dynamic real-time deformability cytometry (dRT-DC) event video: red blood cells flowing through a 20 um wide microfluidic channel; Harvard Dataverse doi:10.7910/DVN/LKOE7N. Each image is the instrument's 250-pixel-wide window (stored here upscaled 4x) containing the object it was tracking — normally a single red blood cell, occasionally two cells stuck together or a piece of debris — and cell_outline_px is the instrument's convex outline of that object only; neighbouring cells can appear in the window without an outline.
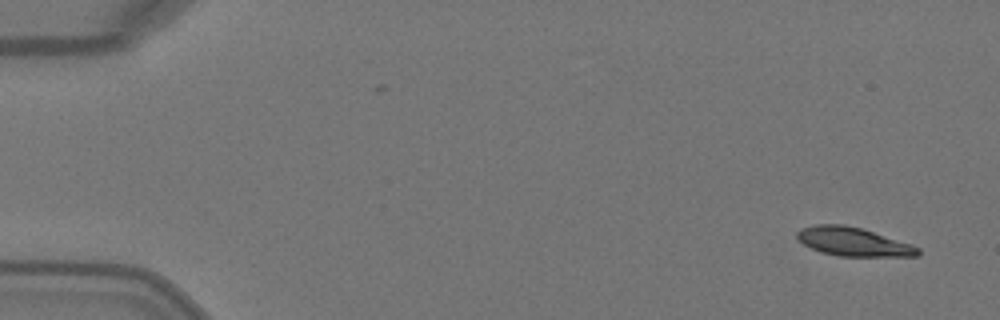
{"species": "Egyptian fruit bat (a non-hibernating species)", "species_latin": "Rousettus aegyptiacus", "temperature_condition": "warm", "stored_images_in_passage": 2, "camera_frame_rate_fps": 3000, "um_per_image_px": 0.085, "animal": {"sex": "female"}, "frame": {"image": 1, "passage_image": 2, "time_ms": 0.333, "image_size_px": [1000, 320], "cell_outline_px": [[920, 252], [916, 256], [840, 256], [820, 252], [804, 244], [796, 236], [796, 232], [804, 228], [816, 224], [844, 224], [860, 228], [912, 244], [920, 248]], "centroid_in_image_um": [72.53, 20.55], "position_along_channel_um": 12.5, "area_um2": 19.94}}